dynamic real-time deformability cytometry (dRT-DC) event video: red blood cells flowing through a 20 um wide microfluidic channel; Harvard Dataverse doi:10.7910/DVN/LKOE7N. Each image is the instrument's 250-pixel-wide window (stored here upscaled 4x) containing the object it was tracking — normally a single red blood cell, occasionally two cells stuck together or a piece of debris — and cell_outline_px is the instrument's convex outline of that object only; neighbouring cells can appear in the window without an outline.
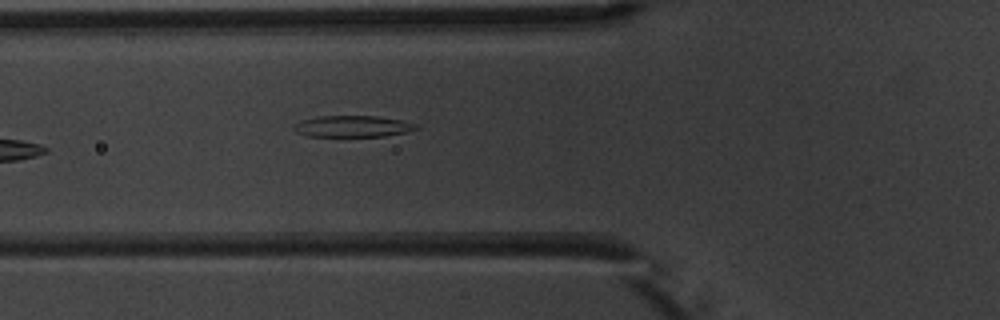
{"species": "common noctule bat (a hibernating species)", "species_latin": "Nyctalus noctula", "temperature_condition": "warm", "stored_images_in_passage": 6, "camera_frame_rate_fps": 3000, "um_per_image_px": 0.085, "animal": {"sex": "male", "body_mass_g": 20.1, "forearm_length_mm": 53.5}, "frame": {"image": 1, "passage_image": 6, "time_ms": 6.0, "image_size_px": [1000, 320], "cell_outline_px": [[420, 128], [404, 132], [384, 136], [308, 136], [296, 132], [292, 128], [292, 124], [300, 120], [316, 116], [376, 116], [400, 120], [416, 124]], "centroid_in_image_um": [29.9, 10.73], "position_along_channel_um": 95.9, "area_um2": 15.26}}